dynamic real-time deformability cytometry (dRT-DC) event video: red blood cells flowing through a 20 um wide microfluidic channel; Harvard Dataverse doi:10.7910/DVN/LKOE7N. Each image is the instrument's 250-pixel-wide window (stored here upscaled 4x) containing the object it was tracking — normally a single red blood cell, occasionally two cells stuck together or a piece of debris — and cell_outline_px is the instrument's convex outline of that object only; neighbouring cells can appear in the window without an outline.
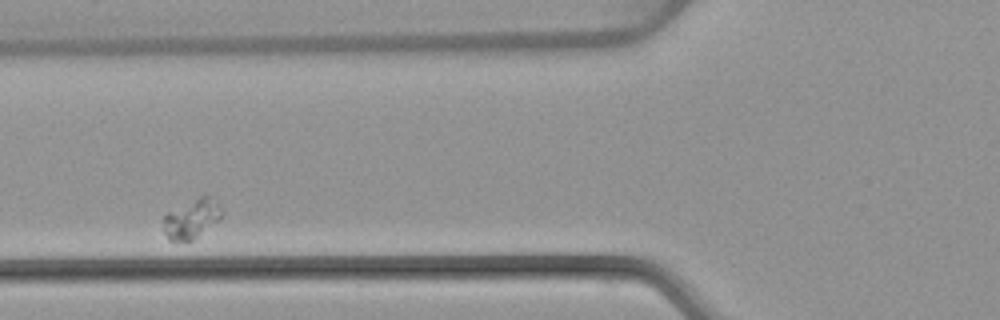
{"species": "common noctule bat (a hibernating species)", "species_latin": "Nyctalus noctula", "temperature_condition": "warm", "stored_images_in_passage": 2, "camera_frame_rate_fps": 3000, "um_per_image_px": 0.085, "animal": {"sex": "female", "body_mass_g": 22.7, "forearm_length_mm": 54.2}, "frame": {"image": 1, "passage_image": 2, "time_ms": 1.333, "image_size_px": [1000, 320], "cell_outline_px": [[224, 212], [216, 220], [192, 240], [168, 240], [164, 232], [164, 216], [168, 212], [200, 196], [212, 196]], "centroid_in_image_um": [16.27, 18.57], "position_along_channel_um": 109.5, "area_um2": 12.77}}